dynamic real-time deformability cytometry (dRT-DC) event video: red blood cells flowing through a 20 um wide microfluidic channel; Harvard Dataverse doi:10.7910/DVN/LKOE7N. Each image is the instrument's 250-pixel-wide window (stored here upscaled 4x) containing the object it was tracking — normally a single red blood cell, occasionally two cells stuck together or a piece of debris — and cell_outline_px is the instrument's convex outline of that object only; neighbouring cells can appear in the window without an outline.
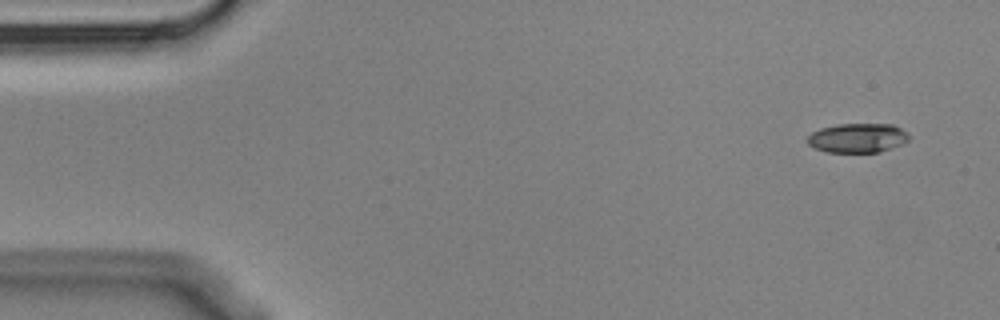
{"species": "Egyptian fruit bat (a non-hibernating species)", "species_latin": "Rousettus aegyptiacus", "temperature_condition": "cold", "stored_images_in_passage": 7, "camera_frame_rate_fps": 3000, "um_per_image_px": 0.085, "animal": {"sex": "male"}, "frame": {"image": 1, "passage_image": 1, "time_ms": 0.0, "image_size_px": [1000, 320], "cell_outline_px": [[908, 140], [904, 144], [880, 152], [824, 152], [808, 144], [804, 140], [812, 132], [820, 128], [836, 124], [892, 124], [908, 132]], "centroid_in_image_um": [72.88, 11.73], "position_along_channel_um": 12.1, "area_um2": 17.57}}
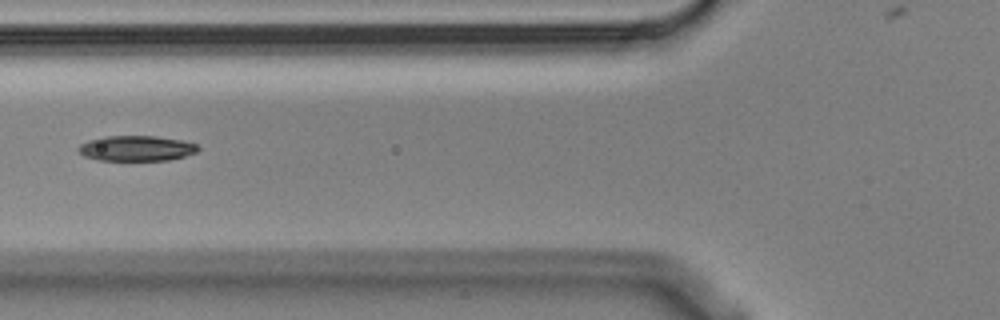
{"frame": {"image": 2, "passage_image": 5, "time_ms": 1.333, "image_size_px": [1000, 320], "cell_outline_px": [[200, 148], [196, 152], [184, 156], [168, 160], [100, 160], [84, 156], [76, 148], [80, 144], [88, 140], [104, 136], [156, 136], [180, 140], [196, 144]], "centroid_in_image_um": [11.57, 12.6], "position_along_channel_um": 114.2, "area_um2": 17.57}}
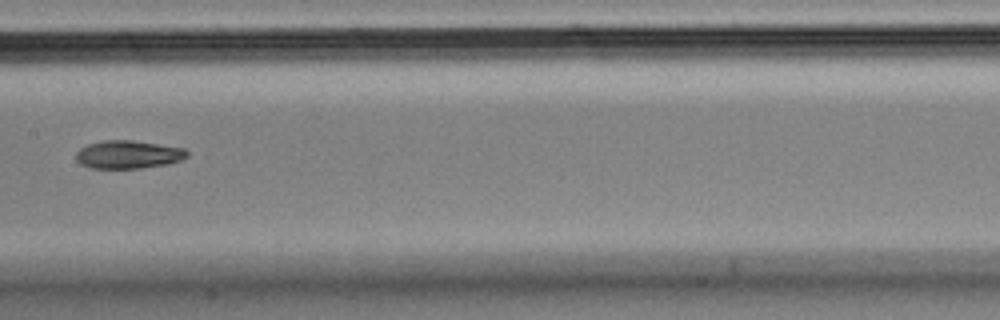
{"frame": {"image": 3, "passage_image": 7, "time_ms": 2.0, "image_size_px": [1000, 320], "cell_outline_px": [[188, 156], [180, 160], [168, 164], [140, 168], [92, 168], [80, 164], [76, 160], [76, 152], [80, 148], [88, 144], [104, 140], [132, 140], [184, 148], [188, 152]], "centroid_in_image_um": [10.88, 13.13], "position_along_channel_um": 196.5, "area_um2": 18.15}}